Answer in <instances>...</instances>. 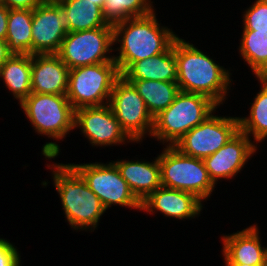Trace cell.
<instances>
[{
  "label": "cell",
  "mask_w": 267,
  "mask_h": 266,
  "mask_svg": "<svg viewBox=\"0 0 267 266\" xmlns=\"http://www.w3.org/2000/svg\"><path fill=\"white\" fill-rule=\"evenodd\" d=\"M0 77L21 103L32 93L31 55H11L0 67Z\"/></svg>",
  "instance_id": "21"
},
{
  "label": "cell",
  "mask_w": 267,
  "mask_h": 266,
  "mask_svg": "<svg viewBox=\"0 0 267 266\" xmlns=\"http://www.w3.org/2000/svg\"><path fill=\"white\" fill-rule=\"evenodd\" d=\"M120 76L115 62L70 69L66 96L74 110L107 104L113 85Z\"/></svg>",
  "instance_id": "6"
},
{
  "label": "cell",
  "mask_w": 267,
  "mask_h": 266,
  "mask_svg": "<svg viewBox=\"0 0 267 266\" xmlns=\"http://www.w3.org/2000/svg\"><path fill=\"white\" fill-rule=\"evenodd\" d=\"M258 230L257 225H253L223 236L224 262L267 266V247L261 246Z\"/></svg>",
  "instance_id": "17"
},
{
  "label": "cell",
  "mask_w": 267,
  "mask_h": 266,
  "mask_svg": "<svg viewBox=\"0 0 267 266\" xmlns=\"http://www.w3.org/2000/svg\"><path fill=\"white\" fill-rule=\"evenodd\" d=\"M178 36L160 27L155 11L143 17L130 18L113 25V42H120L114 55L120 75L133 63L165 52Z\"/></svg>",
  "instance_id": "1"
},
{
  "label": "cell",
  "mask_w": 267,
  "mask_h": 266,
  "mask_svg": "<svg viewBox=\"0 0 267 266\" xmlns=\"http://www.w3.org/2000/svg\"><path fill=\"white\" fill-rule=\"evenodd\" d=\"M33 10L9 9L6 43L12 55H32Z\"/></svg>",
  "instance_id": "22"
},
{
  "label": "cell",
  "mask_w": 267,
  "mask_h": 266,
  "mask_svg": "<svg viewBox=\"0 0 267 266\" xmlns=\"http://www.w3.org/2000/svg\"><path fill=\"white\" fill-rule=\"evenodd\" d=\"M59 5L63 11L67 32L90 30L109 25L103 10L90 0H62Z\"/></svg>",
  "instance_id": "20"
},
{
  "label": "cell",
  "mask_w": 267,
  "mask_h": 266,
  "mask_svg": "<svg viewBox=\"0 0 267 266\" xmlns=\"http://www.w3.org/2000/svg\"><path fill=\"white\" fill-rule=\"evenodd\" d=\"M261 83V90L254 97L249 117L238 118L239 130L248 136L253 135L257 142L267 137V77H257Z\"/></svg>",
  "instance_id": "25"
},
{
  "label": "cell",
  "mask_w": 267,
  "mask_h": 266,
  "mask_svg": "<svg viewBox=\"0 0 267 266\" xmlns=\"http://www.w3.org/2000/svg\"><path fill=\"white\" fill-rule=\"evenodd\" d=\"M202 201L189 192L159 187L141 202V210L159 211L166 217L189 219L197 217L202 210Z\"/></svg>",
  "instance_id": "16"
},
{
  "label": "cell",
  "mask_w": 267,
  "mask_h": 266,
  "mask_svg": "<svg viewBox=\"0 0 267 266\" xmlns=\"http://www.w3.org/2000/svg\"><path fill=\"white\" fill-rule=\"evenodd\" d=\"M11 55L6 41L0 39V67Z\"/></svg>",
  "instance_id": "31"
},
{
  "label": "cell",
  "mask_w": 267,
  "mask_h": 266,
  "mask_svg": "<svg viewBox=\"0 0 267 266\" xmlns=\"http://www.w3.org/2000/svg\"><path fill=\"white\" fill-rule=\"evenodd\" d=\"M240 130L214 154L203 159L209 178L213 184L218 179H229L236 176L248 159L257 150L255 141Z\"/></svg>",
  "instance_id": "14"
},
{
  "label": "cell",
  "mask_w": 267,
  "mask_h": 266,
  "mask_svg": "<svg viewBox=\"0 0 267 266\" xmlns=\"http://www.w3.org/2000/svg\"><path fill=\"white\" fill-rule=\"evenodd\" d=\"M130 82L143 98L146 108L154 118L165 110L180 92L176 82L155 80H126Z\"/></svg>",
  "instance_id": "23"
},
{
  "label": "cell",
  "mask_w": 267,
  "mask_h": 266,
  "mask_svg": "<svg viewBox=\"0 0 267 266\" xmlns=\"http://www.w3.org/2000/svg\"><path fill=\"white\" fill-rule=\"evenodd\" d=\"M69 70L57 54L31 55L32 92L66 95Z\"/></svg>",
  "instance_id": "15"
},
{
  "label": "cell",
  "mask_w": 267,
  "mask_h": 266,
  "mask_svg": "<svg viewBox=\"0 0 267 266\" xmlns=\"http://www.w3.org/2000/svg\"><path fill=\"white\" fill-rule=\"evenodd\" d=\"M151 0H105L103 16L109 24L151 14L154 9Z\"/></svg>",
  "instance_id": "26"
},
{
  "label": "cell",
  "mask_w": 267,
  "mask_h": 266,
  "mask_svg": "<svg viewBox=\"0 0 267 266\" xmlns=\"http://www.w3.org/2000/svg\"><path fill=\"white\" fill-rule=\"evenodd\" d=\"M113 44L112 24L90 30L67 32L57 55L69 69L115 62L114 56L107 55L113 51Z\"/></svg>",
  "instance_id": "8"
},
{
  "label": "cell",
  "mask_w": 267,
  "mask_h": 266,
  "mask_svg": "<svg viewBox=\"0 0 267 266\" xmlns=\"http://www.w3.org/2000/svg\"><path fill=\"white\" fill-rule=\"evenodd\" d=\"M158 159L163 187L189 192L201 201L210 197L215 185L203 159L184 155L176 147L167 145Z\"/></svg>",
  "instance_id": "5"
},
{
  "label": "cell",
  "mask_w": 267,
  "mask_h": 266,
  "mask_svg": "<svg viewBox=\"0 0 267 266\" xmlns=\"http://www.w3.org/2000/svg\"><path fill=\"white\" fill-rule=\"evenodd\" d=\"M74 127H80L92 146L125 144L127 140L134 142L121 128L109 103L76 109Z\"/></svg>",
  "instance_id": "12"
},
{
  "label": "cell",
  "mask_w": 267,
  "mask_h": 266,
  "mask_svg": "<svg viewBox=\"0 0 267 266\" xmlns=\"http://www.w3.org/2000/svg\"><path fill=\"white\" fill-rule=\"evenodd\" d=\"M177 84L180 91L209 97L218 106L227 99L230 71L179 36L175 40ZM229 86V87H228Z\"/></svg>",
  "instance_id": "2"
},
{
  "label": "cell",
  "mask_w": 267,
  "mask_h": 266,
  "mask_svg": "<svg viewBox=\"0 0 267 266\" xmlns=\"http://www.w3.org/2000/svg\"><path fill=\"white\" fill-rule=\"evenodd\" d=\"M35 132L61 140L75 129V110L66 95L31 93L21 103Z\"/></svg>",
  "instance_id": "7"
},
{
  "label": "cell",
  "mask_w": 267,
  "mask_h": 266,
  "mask_svg": "<svg viewBox=\"0 0 267 266\" xmlns=\"http://www.w3.org/2000/svg\"><path fill=\"white\" fill-rule=\"evenodd\" d=\"M9 9L0 3V39L6 40Z\"/></svg>",
  "instance_id": "30"
},
{
  "label": "cell",
  "mask_w": 267,
  "mask_h": 266,
  "mask_svg": "<svg viewBox=\"0 0 267 266\" xmlns=\"http://www.w3.org/2000/svg\"><path fill=\"white\" fill-rule=\"evenodd\" d=\"M109 105L121 128L134 142H141L148 132L151 136L154 118L134 86L122 76L113 85Z\"/></svg>",
  "instance_id": "9"
},
{
  "label": "cell",
  "mask_w": 267,
  "mask_h": 266,
  "mask_svg": "<svg viewBox=\"0 0 267 266\" xmlns=\"http://www.w3.org/2000/svg\"><path fill=\"white\" fill-rule=\"evenodd\" d=\"M226 266H253V265H244L240 263H225Z\"/></svg>",
  "instance_id": "33"
},
{
  "label": "cell",
  "mask_w": 267,
  "mask_h": 266,
  "mask_svg": "<svg viewBox=\"0 0 267 266\" xmlns=\"http://www.w3.org/2000/svg\"><path fill=\"white\" fill-rule=\"evenodd\" d=\"M121 176L126 180L135 197L142 202L157 188L161 187V174L158 157L153 162L113 161Z\"/></svg>",
  "instance_id": "18"
},
{
  "label": "cell",
  "mask_w": 267,
  "mask_h": 266,
  "mask_svg": "<svg viewBox=\"0 0 267 266\" xmlns=\"http://www.w3.org/2000/svg\"><path fill=\"white\" fill-rule=\"evenodd\" d=\"M52 168L54 185L69 225L75 230L94 231L106 211L100 199L71 164L55 163Z\"/></svg>",
  "instance_id": "3"
},
{
  "label": "cell",
  "mask_w": 267,
  "mask_h": 266,
  "mask_svg": "<svg viewBox=\"0 0 267 266\" xmlns=\"http://www.w3.org/2000/svg\"><path fill=\"white\" fill-rule=\"evenodd\" d=\"M67 34L59 3H41L33 9L32 55L57 54Z\"/></svg>",
  "instance_id": "13"
},
{
  "label": "cell",
  "mask_w": 267,
  "mask_h": 266,
  "mask_svg": "<svg viewBox=\"0 0 267 266\" xmlns=\"http://www.w3.org/2000/svg\"><path fill=\"white\" fill-rule=\"evenodd\" d=\"M121 76L125 80L177 82L175 41L165 52L133 62Z\"/></svg>",
  "instance_id": "19"
},
{
  "label": "cell",
  "mask_w": 267,
  "mask_h": 266,
  "mask_svg": "<svg viewBox=\"0 0 267 266\" xmlns=\"http://www.w3.org/2000/svg\"><path fill=\"white\" fill-rule=\"evenodd\" d=\"M239 117L209 115L175 145L182 154L204 159L214 154L239 131Z\"/></svg>",
  "instance_id": "11"
},
{
  "label": "cell",
  "mask_w": 267,
  "mask_h": 266,
  "mask_svg": "<svg viewBox=\"0 0 267 266\" xmlns=\"http://www.w3.org/2000/svg\"><path fill=\"white\" fill-rule=\"evenodd\" d=\"M71 165L98 196L106 210L114 204L141 210V202L132 193L128 183L113 162Z\"/></svg>",
  "instance_id": "10"
},
{
  "label": "cell",
  "mask_w": 267,
  "mask_h": 266,
  "mask_svg": "<svg viewBox=\"0 0 267 266\" xmlns=\"http://www.w3.org/2000/svg\"><path fill=\"white\" fill-rule=\"evenodd\" d=\"M217 104L209 97L180 91L174 101L157 116L151 137L174 146L187 132L211 115ZM165 141V142H164Z\"/></svg>",
  "instance_id": "4"
},
{
  "label": "cell",
  "mask_w": 267,
  "mask_h": 266,
  "mask_svg": "<svg viewBox=\"0 0 267 266\" xmlns=\"http://www.w3.org/2000/svg\"><path fill=\"white\" fill-rule=\"evenodd\" d=\"M8 9L33 10L41 4L40 0H0Z\"/></svg>",
  "instance_id": "29"
},
{
  "label": "cell",
  "mask_w": 267,
  "mask_h": 266,
  "mask_svg": "<svg viewBox=\"0 0 267 266\" xmlns=\"http://www.w3.org/2000/svg\"><path fill=\"white\" fill-rule=\"evenodd\" d=\"M91 2H95V4L103 9L105 0H90Z\"/></svg>",
  "instance_id": "32"
},
{
  "label": "cell",
  "mask_w": 267,
  "mask_h": 266,
  "mask_svg": "<svg viewBox=\"0 0 267 266\" xmlns=\"http://www.w3.org/2000/svg\"><path fill=\"white\" fill-rule=\"evenodd\" d=\"M239 52L255 77H267V32L243 30Z\"/></svg>",
  "instance_id": "24"
},
{
  "label": "cell",
  "mask_w": 267,
  "mask_h": 266,
  "mask_svg": "<svg viewBox=\"0 0 267 266\" xmlns=\"http://www.w3.org/2000/svg\"><path fill=\"white\" fill-rule=\"evenodd\" d=\"M20 254L7 239L0 238V266H20Z\"/></svg>",
  "instance_id": "28"
},
{
  "label": "cell",
  "mask_w": 267,
  "mask_h": 266,
  "mask_svg": "<svg viewBox=\"0 0 267 266\" xmlns=\"http://www.w3.org/2000/svg\"><path fill=\"white\" fill-rule=\"evenodd\" d=\"M41 3H59L62 0H40Z\"/></svg>",
  "instance_id": "34"
},
{
  "label": "cell",
  "mask_w": 267,
  "mask_h": 266,
  "mask_svg": "<svg viewBox=\"0 0 267 266\" xmlns=\"http://www.w3.org/2000/svg\"><path fill=\"white\" fill-rule=\"evenodd\" d=\"M243 30L267 32V0H256L243 15Z\"/></svg>",
  "instance_id": "27"
}]
</instances>
